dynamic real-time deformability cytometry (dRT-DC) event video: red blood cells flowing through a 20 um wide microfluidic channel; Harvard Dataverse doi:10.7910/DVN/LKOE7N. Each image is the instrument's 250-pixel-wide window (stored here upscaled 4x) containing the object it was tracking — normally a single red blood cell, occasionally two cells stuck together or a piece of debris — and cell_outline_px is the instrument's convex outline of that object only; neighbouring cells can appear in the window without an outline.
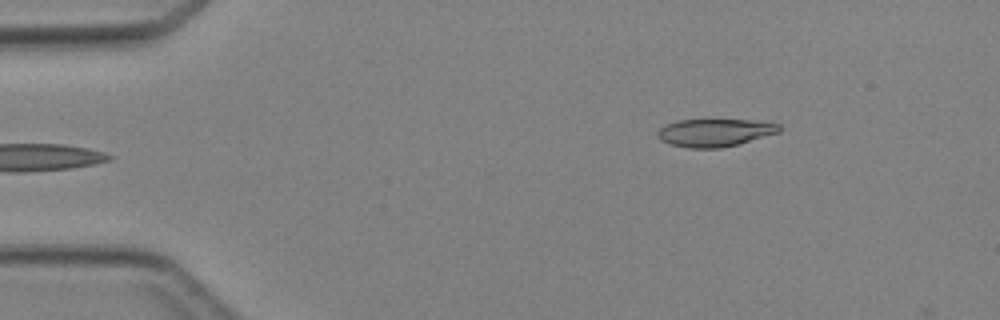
{"species": "Egyptian fruit bat (a non-hibernating species)", "species_latin": "Rousettus aegyptiacus", "temperature_condition": "cold", "stored_images_in_passage": 3, "camera_frame_rate_fps": 3000, "um_per_image_px": 0.085, "animal": {"sex": "female"}, "frame": {"image": 1, "passage_image": 3, "time_ms": 3.0, "image_size_px": [1000, 320], "cell_outline_px": [[780, 132], [736, 144], [720, 148], [688, 148], [668, 144], [660, 140], [656, 136], [656, 132], [660, 128], [676, 120], [752, 120], [780, 124]], "centroid_in_image_um": [60.71, 11.27], "position_along_channel_um": 24.3, "area_um2": 19.59}}